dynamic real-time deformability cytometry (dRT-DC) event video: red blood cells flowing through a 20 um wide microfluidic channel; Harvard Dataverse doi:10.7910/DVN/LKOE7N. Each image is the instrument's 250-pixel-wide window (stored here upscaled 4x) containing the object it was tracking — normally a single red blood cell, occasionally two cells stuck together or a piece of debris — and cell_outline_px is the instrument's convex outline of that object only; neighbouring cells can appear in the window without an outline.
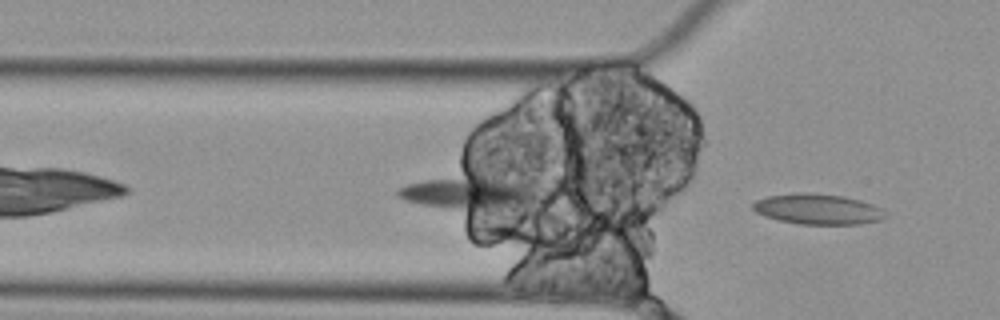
{"species": "Egyptian fruit bat (a non-hibernating species)", "species_latin": "Rousettus aegyptiacus", "temperature_condition": "cold", "stored_images_in_passage": 4, "camera_frame_rate_fps": 3000, "um_per_image_px": 0.085, "animal": {"sex": "female"}, "frame": {"image": 1, "passage_image": 4, "time_ms": 1.0, "image_size_px": [1000, 320], "cell_outline_px": [[884, 220], [860, 224], [800, 224], [780, 220], [764, 216], [756, 212], [752, 208], [752, 204], [756, 200], [768, 196], [796, 192], [808, 192], [844, 196], [860, 200], [872, 204], [880, 208], [884, 216]], "centroid_in_image_um": [69.49, 17.77], "position_along_channel_um": 56.3, "area_um2": 23.52}}